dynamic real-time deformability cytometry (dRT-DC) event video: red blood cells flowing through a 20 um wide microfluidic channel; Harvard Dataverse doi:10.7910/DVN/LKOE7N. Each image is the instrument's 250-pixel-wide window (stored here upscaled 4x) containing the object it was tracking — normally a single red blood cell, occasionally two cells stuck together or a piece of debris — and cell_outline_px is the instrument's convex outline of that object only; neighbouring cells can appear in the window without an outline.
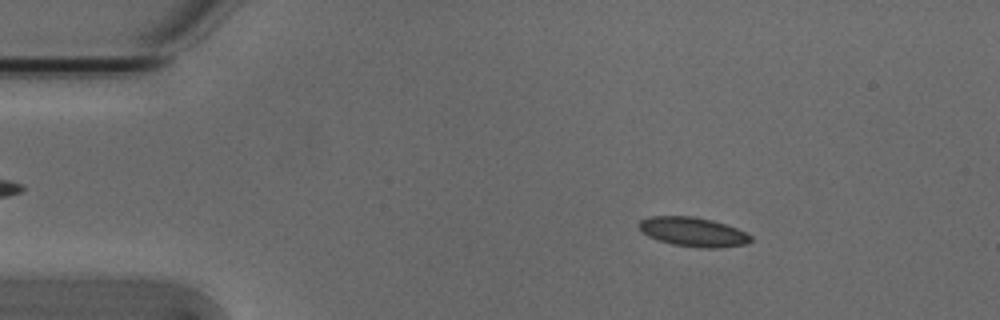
{"species": "Egyptian fruit bat (a non-hibernating species)", "species_latin": "Rousettus aegyptiacus", "temperature_condition": "cold", "stored_images_in_passage": 53, "camera_frame_rate_fps": 3000, "um_per_image_px": 0.085, "animal": {"sex": "male"}, "frame": {"image": 1, "passage_image": 8, "time_ms": 2.333, "image_size_px": [1000, 320], "cell_outline_px": [[752, 240], [744, 244], [716, 248], [704, 248], [672, 244], [648, 236], [640, 232], [636, 224], [640, 220], [648, 216], [692, 216], [712, 220], [736, 228], [752, 236]], "centroid_in_image_um": [58.84, 19.7], "position_along_channel_um": 26.2, "area_um2": 19.02}}
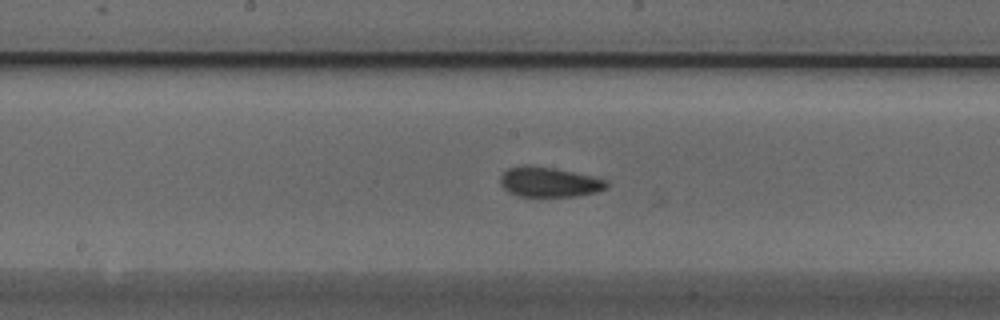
{"frame": {"image": 2, "passage_image": 27, "time_ms": 8.667, "image_size_px": [1000, 320], "cell_outline_px": [[608, 188], [596, 192], [576, 196], [520, 196], [508, 192], [500, 184], [500, 176], [508, 168], [528, 164], [552, 168], [592, 176], [608, 180]], "centroid_in_image_um": [46.67, 15.47], "position_along_channel_um": 201.5, "area_um2": 18.5}}
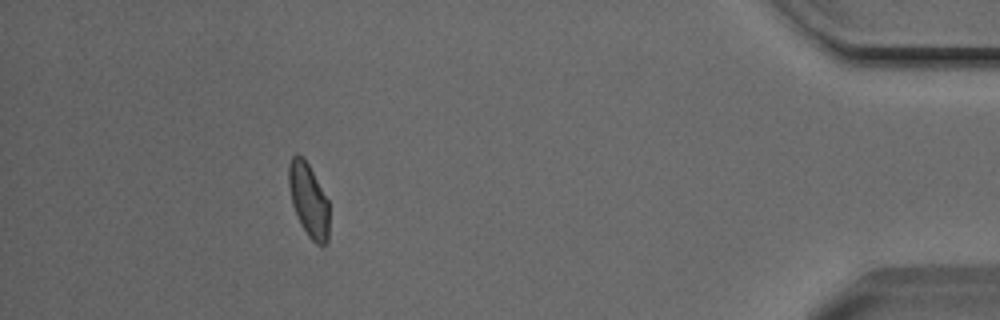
{"frame": {"image": 3, "passage_image": 48, "time_ms": 15.667, "image_size_px": [1000, 320], "cell_outline_px": [[328, 240], [324, 244], [316, 244], [308, 236], [300, 224], [292, 204], [288, 184], [288, 164], [292, 156], [296, 152], [304, 156], [328, 200]], "centroid_in_image_um": [26.2, 16.96], "position_along_channel_um": 409.0, "area_um2": 17.4}, "authors_computed_cell_mechanics": {"area_um2": 18.3804, "velocity_mm_per_s": 3.7983, "shape_relaxation_time_tau1_ms": null, "shape_relaxation_time_tau2_ms": 1.6471, "deformation_change_tau1": null, "deformation_change_tau2": 0.0593}}